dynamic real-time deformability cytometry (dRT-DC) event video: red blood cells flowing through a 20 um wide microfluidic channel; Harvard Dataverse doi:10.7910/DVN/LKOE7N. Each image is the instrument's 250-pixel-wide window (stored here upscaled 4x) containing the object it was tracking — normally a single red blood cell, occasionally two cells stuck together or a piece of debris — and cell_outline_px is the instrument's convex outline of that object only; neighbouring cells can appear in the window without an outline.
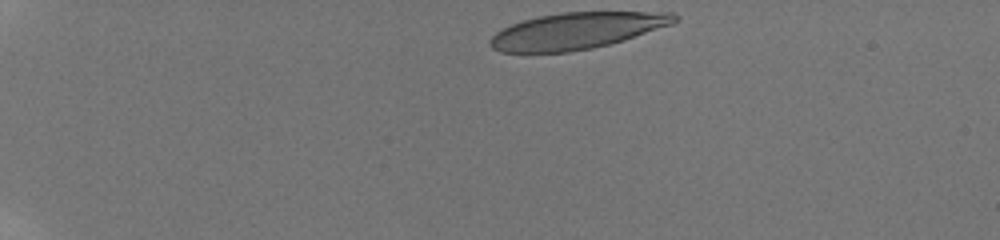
{"species": "human", "species_latin": "Homo sapiens", "temperature_condition": "room temperature", "stored_images_in_passage": 31, "camera_frame_rate_fps": 3000, "um_per_image_px": 0.085, "donor": {"sex": "male"}, "frame": {"image": 1, "passage_image": 1, "time_ms": 0.0, "image_size_px": [1000, 240], "cell_outline_px": [[680, 20], [672, 24], [624, 40], [592, 48], [568, 52], [500, 52], [492, 48], [488, 44], [488, 40], [496, 32], [512, 24], [524, 20], [540, 16], [564, 12], [672, 12], [680, 16]], "centroid_in_image_um": [49.04, 2.61], "position_along_channel_um": 36.0, "area_um2": 39.07}}
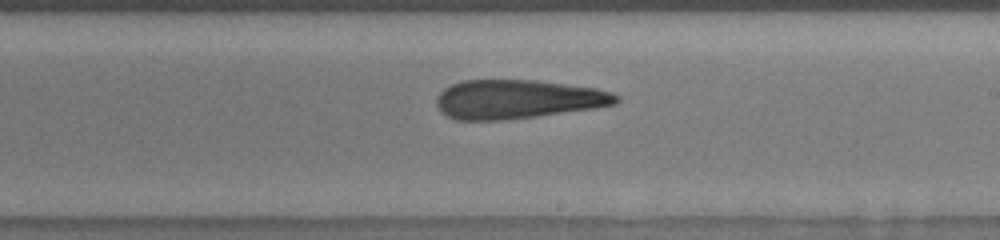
{"frame": {"image": 2, "passage_image": 22, "time_ms": 8.0, "image_size_px": [1000, 240], "cell_outline_px": [[620, 100], [616, 104], [596, 108], [508, 120], [456, 120], [440, 112], [436, 104], [436, 96], [444, 88], [452, 84], [464, 80], [536, 80], [596, 88], [612, 92], [620, 96]], "centroid_in_image_um": [44.0, 8.44], "position_along_channel_um": 245.0, "area_um2": 41.1}}
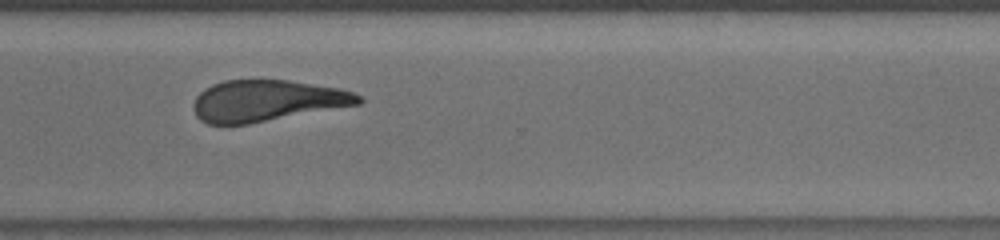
{"frame": {"image": 3, "passage_image": 27, "time_ms": 10.667, "image_size_px": [1000, 240], "cell_outline_px": [[364, 100], [360, 104], [248, 124], [208, 124], [200, 120], [196, 116], [192, 108], [192, 104], [196, 96], [204, 88], [212, 84], [224, 80], [288, 80], [340, 88], [364, 96]], "centroid_in_image_um": [22.68, 8.56], "position_along_channel_um": 347.9, "area_um2": 39.94}, "authors_computed_cell_mechanics": {"area_um2": 41.3848, "velocity_mm_per_s": 3.8557, "shape_relaxation_time_tau1_ms": null, "shape_relaxation_time_tau2_ms": 4.0426, "deformation_change_tau1": null, "deformation_change_tau2": 0.1763}}